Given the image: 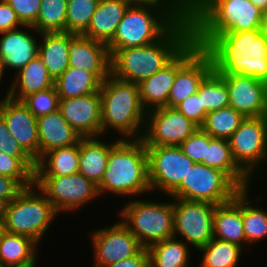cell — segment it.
I'll return each instance as SVG.
<instances>
[{
	"instance_id": "16",
	"label": "cell",
	"mask_w": 267,
	"mask_h": 267,
	"mask_svg": "<svg viewBox=\"0 0 267 267\" xmlns=\"http://www.w3.org/2000/svg\"><path fill=\"white\" fill-rule=\"evenodd\" d=\"M192 40L169 64L139 83L140 99L143 108L148 112L166 107L168 96L173 85L176 71L199 49Z\"/></svg>"
},
{
	"instance_id": "51",
	"label": "cell",
	"mask_w": 267,
	"mask_h": 267,
	"mask_svg": "<svg viewBox=\"0 0 267 267\" xmlns=\"http://www.w3.org/2000/svg\"><path fill=\"white\" fill-rule=\"evenodd\" d=\"M260 30L267 37V10L263 12Z\"/></svg>"
},
{
	"instance_id": "13",
	"label": "cell",
	"mask_w": 267,
	"mask_h": 267,
	"mask_svg": "<svg viewBox=\"0 0 267 267\" xmlns=\"http://www.w3.org/2000/svg\"><path fill=\"white\" fill-rule=\"evenodd\" d=\"M174 237L182 235L196 249L214 238L213 219L216 205L208 202L173 199Z\"/></svg>"
},
{
	"instance_id": "8",
	"label": "cell",
	"mask_w": 267,
	"mask_h": 267,
	"mask_svg": "<svg viewBox=\"0 0 267 267\" xmlns=\"http://www.w3.org/2000/svg\"><path fill=\"white\" fill-rule=\"evenodd\" d=\"M263 11L249 0H216L193 24L192 34L260 29Z\"/></svg>"
},
{
	"instance_id": "28",
	"label": "cell",
	"mask_w": 267,
	"mask_h": 267,
	"mask_svg": "<svg viewBox=\"0 0 267 267\" xmlns=\"http://www.w3.org/2000/svg\"><path fill=\"white\" fill-rule=\"evenodd\" d=\"M38 56L55 81L69 67V32H44Z\"/></svg>"
},
{
	"instance_id": "49",
	"label": "cell",
	"mask_w": 267,
	"mask_h": 267,
	"mask_svg": "<svg viewBox=\"0 0 267 267\" xmlns=\"http://www.w3.org/2000/svg\"><path fill=\"white\" fill-rule=\"evenodd\" d=\"M216 0H200L184 17L193 24Z\"/></svg>"
},
{
	"instance_id": "36",
	"label": "cell",
	"mask_w": 267,
	"mask_h": 267,
	"mask_svg": "<svg viewBox=\"0 0 267 267\" xmlns=\"http://www.w3.org/2000/svg\"><path fill=\"white\" fill-rule=\"evenodd\" d=\"M67 0H41L36 22L32 25L34 31L66 32Z\"/></svg>"
},
{
	"instance_id": "37",
	"label": "cell",
	"mask_w": 267,
	"mask_h": 267,
	"mask_svg": "<svg viewBox=\"0 0 267 267\" xmlns=\"http://www.w3.org/2000/svg\"><path fill=\"white\" fill-rule=\"evenodd\" d=\"M248 190L242 189V220L246 242L253 244L267 237V212L250 205Z\"/></svg>"
},
{
	"instance_id": "11",
	"label": "cell",
	"mask_w": 267,
	"mask_h": 267,
	"mask_svg": "<svg viewBox=\"0 0 267 267\" xmlns=\"http://www.w3.org/2000/svg\"><path fill=\"white\" fill-rule=\"evenodd\" d=\"M34 184L51 202L57 214L64 210H78L100 195L98 186L80 173L57 177H34Z\"/></svg>"
},
{
	"instance_id": "57",
	"label": "cell",
	"mask_w": 267,
	"mask_h": 267,
	"mask_svg": "<svg viewBox=\"0 0 267 267\" xmlns=\"http://www.w3.org/2000/svg\"><path fill=\"white\" fill-rule=\"evenodd\" d=\"M0 267H16V266H2V265H0Z\"/></svg>"
},
{
	"instance_id": "34",
	"label": "cell",
	"mask_w": 267,
	"mask_h": 267,
	"mask_svg": "<svg viewBox=\"0 0 267 267\" xmlns=\"http://www.w3.org/2000/svg\"><path fill=\"white\" fill-rule=\"evenodd\" d=\"M244 119L241 113L228 106L207 113L200 128L213 138L228 140Z\"/></svg>"
},
{
	"instance_id": "50",
	"label": "cell",
	"mask_w": 267,
	"mask_h": 267,
	"mask_svg": "<svg viewBox=\"0 0 267 267\" xmlns=\"http://www.w3.org/2000/svg\"><path fill=\"white\" fill-rule=\"evenodd\" d=\"M184 17L200 0H168Z\"/></svg>"
},
{
	"instance_id": "24",
	"label": "cell",
	"mask_w": 267,
	"mask_h": 267,
	"mask_svg": "<svg viewBox=\"0 0 267 267\" xmlns=\"http://www.w3.org/2000/svg\"><path fill=\"white\" fill-rule=\"evenodd\" d=\"M25 31L17 28L0 33V61L5 69L18 71L38 55V41Z\"/></svg>"
},
{
	"instance_id": "27",
	"label": "cell",
	"mask_w": 267,
	"mask_h": 267,
	"mask_svg": "<svg viewBox=\"0 0 267 267\" xmlns=\"http://www.w3.org/2000/svg\"><path fill=\"white\" fill-rule=\"evenodd\" d=\"M100 137H86L79 140V171L97 186L106 171L110 148L116 142L101 141Z\"/></svg>"
},
{
	"instance_id": "45",
	"label": "cell",
	"mask_w": 267,
	"mask_h": 267,
	"mask_svg": "<svg viewBox=\"0 0 267 267\" xmlns=\"http://www.w3.org/2000/svg\"><path fill=\"white\" fill-rule=\"evenodd\" d=\"M0 152L17 158H31L12 137L3 117L0 115Z\"/></svg>"
},
{
	"instance_id": "44",
	"label": "cell",
	"mask_w": 267,
	"mask_h": 267,
	"mask_svg": "<svg viewBox=\"0 0 267 267\" xmlns=\"http://www.w3.org/2000/svg\"><path fill=\"white\" fill-rule=\"evenodd\" d=\"M23 25L32 26L37 19L41 0H6Z\"/></svg>"
},
{
	"instance_id": "6",
	"label": "cell",
	"mask_w": 267,
	"mask_h": 267,
	"mask_svg": "<svg viewBox=\"0 0 267 267\" xmlns=\"http://www.w3.org/2000/svg\"><path fill=\"white\" fill-rule=\"evenodd\" d=\"M55 215L58 214L51 202L33 184L25 187L8 203L4 216L5 231L29 237L38 244L49 229Z\"/></svg>"
},
{
	"instance_id": "26",
	"label": "cell",
	"mask_w": 267,
	"mask_h": 267,
	"mask_svg": "<svg viewBox=\"0 0 267 267\" xmlns=\"http://www.w3.org/2000/svg\"><path fill=\"white\" fill-rule=\"evenodd\" d=\"M54 86V80L42 59L37 55L22 69L16 72L14 81L6 93V97L22 101L28 95L44 91Z\"/></svg>"
},
{
	"instance_id": "47",
	"label": "cell",
	"mask_w": 267,
	"mask_h": 267,
	"mask_svg": "<svg viewBox=\"0 0 267 267\" xmlns=\"http://www.w3.org/2000/svg\"><path fill=\"white\" fill-rule=\"evenodd\" d=\"M25 187L15 178L0 175V198L10 203Z\"/></svg>"
},
{
	"instance_id": "17",
	"label": "cell",
	"mask_w": 267,
	"mask_h": 267,
	"mask_svg": "<svg viewBox=\"0 0 267 267\" xmlns=\"http://www.w3.org/2000/svg\"><path fill=\"white\" fill-rule=\"evenodd\" d=\"M228 88L229 107L246 117L267 116V83L242 75H220Z\"/></svg>"
},
{
	"instance_id": "9",
	"label": "cell",
	"mask_w": 267,
	"mask_h": 267,
	"mask_svg": "<svg viewBox=\"0 0 267 267\" xmlns=\"http://www.w3.org/2000/svg\"><path fill=\"white\" fill-rule=\"evenodd\" d=\"M240 190L225 172L195 163L182 183L169 196L173 199L218 205L232 200Z\"/></svg>"
},
{
	"instance_id": "43",
	"label": "cell",
	"mask_w": 267,
	"mask_h": 267,
	"mask_svg": "<svg viewBox=\"0 0 267 267\" xmlns=\"http://www.w3.org/2000/svg\"><path fill=\"white\" fill-rule=\"evenodd\" d=\"M175 108L199 128L203 125L207 112L202 107L201 97H199L198 92L188 96Z\"/></svg>"
},
{
	"instance_id": "30",
	"label": "cell",
	"mask_w": 267,
	"mask_h": 267,
	"mask_svg": "<svg viewBox=\"0 0 267 267\" xmlns=\"http://www.w3.org/2000/svg\"><path fill=\"white\" fill-rule=\"evenodd\" d=\"M37 245L29 237L5 231L0 238V265L36 267Z\"/></svg>"
},
{
	"instance_id": "52",
	"label": "cell",
	"mask_w": 267,
	"mask_h": 267,
	"mask_svg": "<svg viewBox=\"0 0 267 267\" xmlns=\"http://www.w3.org/2000/svg\"><path fill=\"white\" fill-rule=\"evenodd\" d=\"M256 7L261 9L263 12L267 10V0H249Z\"/></svg>"
},
{
	"instance_id": "4",
	"label": "cell",
	"mask_w": 267,
	"mask_h": 267,
	"mask_svg": "<svg viewBox=\"0 0 267 267\" xmlns=\"http://www.w3.org/2000/svg\"><path fill=\"white\" fill-rule=\"evenodd\" d=\"M100 196H138L151 191L148 154L142 139L119 138L110 148L106 171L98 185Z\"/></svg>"
},
{
	"instance_id": "19",
	"label": "cell",
	"mask_w": 267,
	"mask_h": 267,
	"mask_svg": "<svg viewBox=\"0 0 267 267\" xmlns=\"http://www.w3.org/2000/svg\"><path fill=\"white\" fill-rule=\"evenodd\" d=\"M0 115L20 147L36 162L39 159L37 118L22 103L9 97L0 102Z\"/></svg>"
},
{
	"instance_id": "12",
	"label": "cell",
	"mask_w": 267,
	"mask_h": 267,
	"mask_svg": "<svg viewBox=\"0 0 267 267\" xmlns=\"http://www.w3.org/2000/svg\"><path fill=\"white\" fill-rule=\"evenodd\" d=\"M149 183L152 190L168 196L182 183L194 166L179 146H146Z\"/></svg>"
},
{
	"instance_id": "1",
	"label": "cell",
	"mask_w": 267,
	"mask_h": 267,
	"mask_svg": "<svg viewBox=\"0 0 267 267\" xmlns=\"http://www.w3.org/2000/svg\"><path fill=\"white\" fill-rule=\"evenodd\" d=\"M219 75H242L267 83V37L260 29L192 34Z\"/></svg>"
},
{
	"instance_id": "14",
	"label": "cell",
	"mask_w": 267,
	"mask_h": 267,
	"mask_svg": "<svg viewBox=\"0 0 267 267\" xmlns=\"http://www.w3.org/2000/svg\"><path fill=\"white\" fill-rule=\"evenodd\" d=\"M197 129L176 108L166 106L147 112L142 140L145 146H179Z\"/></svg>"
},
{
	"instance_id": "40",
	"label": "cell",
	"mask_w": 267,
	"mask_h": 267,
	"mask_svg": "<svg viewBox=\"0 0 267 267\" xmlns=\"http://www.w3.org/2000/svg\"><path fill=\"white\" fill-rule=\"evenodd\" d=\"M36 162L32 158H17L0 152V175L17 179L24 187L34 184Z\"/></svg>"
},
{
	"instance_id": "46",
	"label": "cell",
	"mask_w": 267,
	"mask_h": 267,
	"mask_svg": "<svg viewBox=\"0 0 267 267\" xmlns=\"http://www.w3.org/2000/svg\"><path fill=\"white\" fill-rule=\"evenodd\" d=\"M20 27L30 28L32 31L35 30L32 26L23 25L8 2L6 0H0V33Z\"/></svg>"
},
{
	"instance_id": "10",
	"label": "cell",
	"mask_w": 267,
	"mask_h": 267,
	"mask_svg": "<svg viewBox=\"0 0 267 267\" xmlns=\"http://www.w3.org/2000/svg\"><path fill=\"white\" fill-rule=\"evenodd\" d=\"M228 141L233 160L251 179L267 161V116L246 117Z\"/></svg>"
},
{
	"instance_id": "20",
	"label": "cell",
	"mask_w": 267,
	"mask_h": 267,
	"mask_svg": "<svg viewBox=\"0 0 267 267\" xmlns=\"http://www.w3.org/2000/svg\"><path fill=\"white\" fill-rule=\"evenodd\" d=\"M69 67L92 72L103 82L111 75L108 46L84 35L69 33Z\"/></svg>"
},
{
	"instance_id": "23",
	"label": "cell",
	"mask_w": 267,
	"mask_h": 267,
	"mask_svg": "<svg viewBox=\"0 0 267 267\" xmlns=\"http://www.w3.org/2000/svg\"><path fill=\"white\" fill-rule=\"evenodd\" d=\"M214 238L228 241L243 248L246 237L242 220V189L236 196L215 207L213 219Z\"/></svg>"
},
{
	"instance_id": "39",
	"label": "cell",
	"mask_w": 267,
	"mask_h": 267,
	"mask_svg": "<svg viewBox=\"0 0 267 267\" xmlns=\"http://www.w3.org/2000/svg\"><path fill=\"white\" fill-rule=\"evenodd\" d=\"M100 0H67L66 32L83 35Z\"/></svg>"
},
{
	"instance_id": "21",
	"label": "cell",
	"mask_w": 267,
	"mask_h": 267,
	"mask_svg": "<svg viewBox=\"0 0 267 267\" xmlns=\"http://www.w3.org/2000/svg\"><path fill=\"white\" fill-rule=\"evenodd\" d=\"M213 71L210 57L199 48L177 71L167 107L175 108L191 94L197 93L201 82Z\"/></svg>"
},
{
	"instance_id": "41",
	"label": "cell",
	"mask_w": 267,
	"mask_h": 267,
	"mask_svg": "<svg viewBox=\"0 0 267 267\" xmlns=\"http://www.w3.org/2000/svg\"><path fill=\"white\" fill-rule=\"evenodd\" d=\"M59 100L55 86H53L47 90L28 95L22 100V103L38 118L59 110Z\"/></svg>"
},
{
	"instance_id": "5",
	"label": "cell",
	"mask_w": 267,
	"mask_h": 267,
	"mask_svg": "<svg viewBox=\"0 0 267 267\" xmlns=\"http://www.w3.org/2000/svg\"><path fill=\"white\" fill-rule=\"evenodd\" d=\"M100 94L102 135L112 128L122 139H142L147 111L141 103L139 85L111 74L101 83Z\"/></svg>"
},
{
	"instance_id": "33",
	"label": "cell",
	"mask_w": 267,
	"mask_h": 267,
	"mask_svg": "<svg viewBox=\"0 0 267 267\" xmlns=\"http://www.w3.org/2000/svg\"><path fill=\"white\" fill-rule=\"evenodd\" d=\"M176 237L156 242L147 247L150 267H188L189 248Z\"/></svg>"
},
{
	"instance_id": "48",
	"label": "cell",
	"mask_w": 267,
	"mask_h": 267,
	"mask_svg": "<svg viewBox=\"0 0 267 267\" xmlns=\"http://www.w3.org/2000/svg\"><path fill=\"white\" fill-rule=\"evenodd\" d=\"M107 267H150L147 248H142L135 256L115 262Z\"/></svg>"
},
{
	"instance_id": "35",
	"label": "cell",
	"mask_w": 267,
	"mask_h": 267,
	"mask_svg": "<svg viewBox=\"0 0 267 267\" xmlns=\"http://www.w3.org/2000/svg\"><path fill=\"white\" fill-rule=\"evenodd\" d=\"M199 251L203 252L201 267H235L242 255V247L213 238Z\"/></svg>"
},
{
	"instance_id": "2",
	"label": "cell",
	"mask_w": 267,
	"mask_h": 267,
	"mask_svg": "<svg viewBox=\"0 0 267 267\" xmlns=\"http://www.w3.org/2000/svg\"><path fill=\"white\" fill-rule=\"evenodd\" d=\"M192 40V24L182 17L157 42L117 50L111 56V74L120 80L139 84L163 69Z\"/></svg>"
},
{
	"instance_id": "54",
	"label": "cell",
	"mask_w": 267,
	"mask_h": 267,
	"mask_svg": "<svg viewBox=\"0 0 267 267\" xmlns=\"http://www.w3.org/2000/svg\"><path fill=\"white\" fill-rule=\"evenodd\" d=\"M5 232L4 216H0V234Z\"/></svg>"
},
{
	"instance_id": "55",
	"label": "cell",
	"mask_w": 267,
	"mask_h": 267,
	"mask_svg": "<svg viewBox=\"0 0 267 267\" xmlns=\"http://www.w3.org/2000/svg\"><path fill=\"white\" fill-rule=\"evenodd\" d=\"M122 1L128 2L130 5H138L145 2L144 0H122Z\"/></svg>"
},
{
	"instance_id": "29",
	"label": "cell",
	"mask_w": 267,
	"mask_h": 267,
	"mask_svg": "<svg viewBox=\"0 0 267 267\" xmlns=\"http://www.w3.org/2000/svg\"><path fill=\"white\" fill-rule=\"evenodd\" d=\"M79 171V142L70 147L55 148L36 161L34 177L68 176Z\"/></svg>"
},
{
	"instance_id": "18",
	"label": "cell",
	"mask_w": 267,
	"mask_h": 267,
	"mask_svg": "<svg viewBox=\"0 0 267 267\" xmlns=\"http://www.w3.org/2000/svg\"><path fill=\"white\" fill-rule=\"evenodd\" d=\"M59 110L80 137L102 135L100 91L80 97L60 98Z\"/></svg>"
},
{
	"instance_id": "53",
	"label": "cell",
	"mask_w": 267,
	"mask_h": 267,
	"mask_svg": "<svg viewBox=\"0 0 267 267\" xmlns=\"http://www.w3.org/2000/svg\"><path fill=\"white\" fill-rule=\"evenodd\" d=\"M7 205L8 203L4 199L0 198V216H5Z\"/></svg>"
},
{
	"instance_id": "32",
	"label": "cell",
	"mask_w": 267,
	"mask_h": 267,
	"mask_svg": "<svg viewBox=\"0 0 267 267\" xmlns=\"http://www.w3.org/2000/svg\"><path fill=\"white\" fill-rule=\"evenodd\" d=\"M101 83L92 72L68 67L54 81V86L59 98H72L100 91Z\"/></svg>"
},
{
	"instance_id": "25",
	"label": "cell",
	"mask_w": 267,
	"mask_h": 267,
	"mask_svg": "<svg viewBox=\"0 0 267 267\" xmlns=\"http://www.w3.org/2000/svg\"><path fill=\"white\" fill-rule=\"evenodd\" d=\"M129 6L128 2L122 0H100L83 35L108 45Z\"/></svg>"
},
{
	"instance_id": "3",
	"label": "cell",
	"mask_w": 267,
	"mask_h": 267,
	"mask_svg": "<svg viewBox=\"0 0 267 267\" xmlns=\"http://www.w3.org/2000/svg\"><path fill=\"white\" fill-rule=\"evenodd\" d=\"M158 8V9H157ZM183 16L168 0L130 5L107 45L110 56L119 49L146 46L160 40Z\"/></svg>"
},
{
	"instance_id": "7",
	"label": "cell",
	"mask_w": 267,
	"mask_h": 267,
	"mask_svg": "<svg viewBox=\"0 0 267 267\" xmlns=\"http://www.w3.org/2000/svg\"><path fill=\"white\" fill-rule=\"evenodd\" d=\"M121 222L147 248L174 237V212L172 202H153L138 199L127 202L120 211Z\"/></svg>"
},
{
	"instance_id": "42",
	"label": "cell",
	"mask_w": 267,
	"mask_h": 267,
	"mask_svg": "<svg viewBox=\"0 0 267 267\" xmlns=\"http://www.w3.org/2000/svg\"><path fill=\"white\" fill-rule=\"evenodd\" d=\"M179 147L193 162L206 165V152L207 147H209V134L199 128L184 142H182Z\"/></svg>"
},
{
	"instance_id": "22",
	"label": "cell",
	"mask_w": 267,
	"mask_h": 267,
	"mask_svg": "<svg viewBox=\"0 0 267 267\" xmlns=\"http://www.w3.org/2000/svg\"><path fill=\"white\" fill-rule=\"evenodd\" d=\"M39 158L55 148L70 147L82 138L62 116L60 110L37 118Z\"/></svg>"
},
{
	"instance_id": "56",
	"label": "cell",
	"mask_w": 267,
	"mask_h": 267,
	"mask_svg": "<svg viewBox=\"0 0 267 267\" xmlns=\"http://www.w3.org/2000/svg\"><path fill=\"white\" fill-rule=\"evenodd\" d=\"M4 71H5V66H4L3 63L0 61V82H1V79H2V77H3ZM0 102H1V101H0Z\"/></svg>"
},
{
	"instance_id": "38",
	"label": "cell",
	"mask_w": 267,
	"mask_h": 267,
	"mask_svg": "<svg viewBox=\"0 0 267 267\" xmlns=\"http://www.w3.org/2000/svg\"><path fill=\"white\" fill-rule=\"evenodd\" d=\"M198 95L207 113L229 106L226 82L214 71L201 82Z\"/></svg>"
},
{
	"instance_id": "15",
	"label": "cell",
	"mask_w": 267,
	"mask_h": 267,
	"mask_svg": "<svg viewBox=\"0 0 267 267\" xmlns=\"http://www.w3.org/2000/svg\"><path fill=\"white\" fill-rule=\"evenodd\" d=\"M92 235L95 267H107L115 262L135 256L143 246L121 222L96 230Z\"/></svg>"
},
{
	"instance_id": "31",
	"label": "cell",
	"mask_w": 267,
	"mask_h": 267,
	"mask_svg": "<svg viewBox=\"0 0 267 267\" xmlns=\"http://www.w3.org/2000/svg\"><path fill=\"white\" fill-rule=\"evenodd\" d=\"M206 166L225 172L241 189L249 188L251 180L233 160L229 141L213 138L209 134V147L206 152Z\"/></svg>"
}]
</instances>
